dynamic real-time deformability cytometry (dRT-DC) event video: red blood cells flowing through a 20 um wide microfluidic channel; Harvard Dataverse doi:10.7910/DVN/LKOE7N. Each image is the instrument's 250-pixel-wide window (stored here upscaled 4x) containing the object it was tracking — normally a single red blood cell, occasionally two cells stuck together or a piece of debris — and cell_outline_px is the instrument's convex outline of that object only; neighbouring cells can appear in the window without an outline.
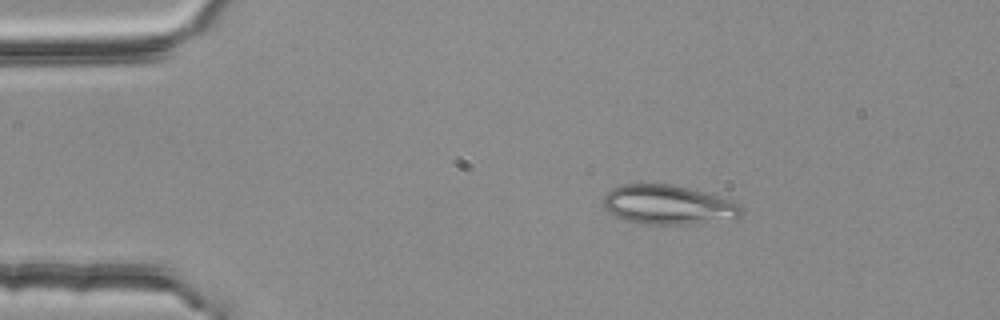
{"species": "common noctule bat (a hibernating species)", "species_latin": "Nyctalus noctula", "temperature_condition": "room temperature", "stored_images_in_passage": 2, "camera_frame_rate_fps": 3000, "um_per_image_px": 0.085, "animal": {"sex": "female", "body_mass_g": 25.1}, "frame": {"image": 1, "passage_image": 1, "time_ms": 0.0, "image_size_px": [1000, 320], "cell_outline_px": [[744, 212], [740, 216], [692, 224], [644, 224], [624, 220], [608, 212], [604, 208], [604, 192], [620, 184], [672, 184], [704, 192], [728, 200], [744, 208]], "centroid_in_image_um": [56.7, 17.4], "position_along_channel_um": 28.3, "area_um2": 31.39}}